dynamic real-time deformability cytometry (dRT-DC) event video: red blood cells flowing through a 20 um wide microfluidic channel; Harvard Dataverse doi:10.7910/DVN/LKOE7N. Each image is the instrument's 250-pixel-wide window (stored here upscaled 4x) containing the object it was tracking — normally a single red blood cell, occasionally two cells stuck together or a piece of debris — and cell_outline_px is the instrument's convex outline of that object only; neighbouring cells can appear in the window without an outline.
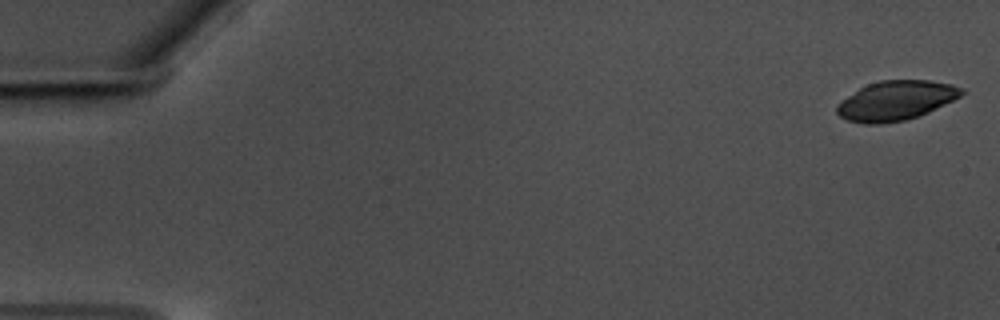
{"species": "common noctule bat (a hibernating species)", "species_latin": "Nyctalus noctula", "temperature_condition": "warm", "stored_images_in_passage": 58, "camera_frame_rate_fps": 3000, "um_per_image_px": 0.085, "animal": {"sex": "male", "body_mass_g": 17.5, "forearm_length_mm": 52.3}, "frame": {"image": 1, "passage_image": 1, "time_ms": 0.0, "image_size_px": [1000, 320], "cell_outline_px": [[964, 92], [960, 96], [928, 112], [904, 120], [880, 124], [864, 124], [848, 120], [840, 116], [836, 112], [836, 104], [860, 88], [868, 84], [880, 80], [928, 80], [952, 84], [964, 88]], "centroid_in_image_um": [76.14, 8.54], "position_along_channel_um": 8.9, "area_um2": 28.44}}
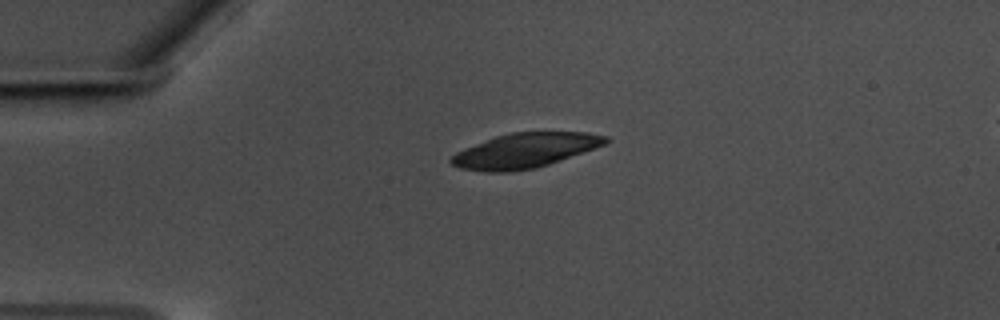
{"frame": {"image": 2, "passage_image": 14, "time_ms": 4.333, "image_size_px": [1000, 320], "cell_outline_px": [[612, 140], [604, 144], [560, 160], [536, 168], [512, 172], [484, 172], [460, 168], [452, 164], [448, 160], [456, 152], [464, 148], [496, 136], [512, 132], [588, 132], [608, 136]], "centroid_in_image_um": [44.6, 12.8], "position_along_channel_um": 40.4, "area_um2": 31.15}}